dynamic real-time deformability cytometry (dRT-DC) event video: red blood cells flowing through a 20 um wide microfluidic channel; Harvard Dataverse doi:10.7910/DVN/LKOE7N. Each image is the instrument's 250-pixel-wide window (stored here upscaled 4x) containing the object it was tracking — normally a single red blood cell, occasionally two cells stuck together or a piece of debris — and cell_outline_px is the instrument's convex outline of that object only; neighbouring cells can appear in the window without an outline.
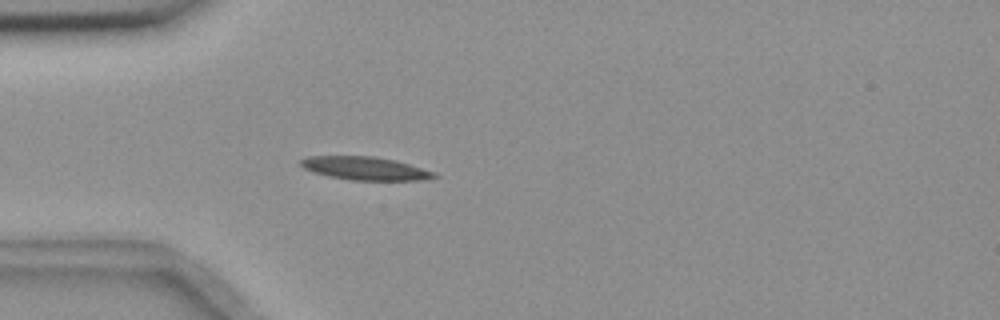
{"species": "common noctule bat (a hibernating species)", "species_latin": "Nyctalus noctula", "temperature_condition": "room temperature", "stored_images_in_passage": 4, "camera_frame_rate_fps": 3000, "um_per_image_px": 0.085, "animal": {"sex": "female", "body_mass_g": 18.4}, "frame": {"image": 1, "passage_image": 4, "time_ms": 1.0, "image_size_px": [1000, 320], "cell_outline_px": [[440, 176], [420, 180], [352, 180], [328, 176], [312, 172], [304, 168], [300, 164], [300, 160], [308, 156], [372, 156], [396, 160], [436, 172]], "centroid_in_image_um": [31.05, 14.31], "position_along_channel_um": 54.0, "area_um2": 18.09}}